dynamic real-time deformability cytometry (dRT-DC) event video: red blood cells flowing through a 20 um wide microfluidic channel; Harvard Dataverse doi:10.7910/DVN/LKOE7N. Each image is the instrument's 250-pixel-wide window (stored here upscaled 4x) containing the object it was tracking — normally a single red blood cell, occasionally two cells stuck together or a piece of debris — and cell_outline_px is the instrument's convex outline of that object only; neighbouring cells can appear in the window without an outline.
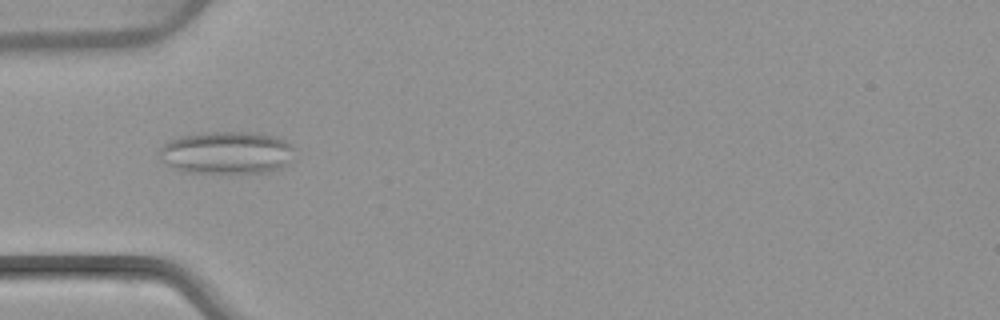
{"species": "common noctule bat (a hibernating species)", "species_latin": "Nyctalus noctula", "temperature_condition": "warm", "stored_images_in_passage": 3, "camera_frame_rate_fps": 3000, "um_per_image_px": 0.085, "animal": {"sex": "female", "body_mass_g": 22.7, "forearm_length_mm": 54.2}, "frame": {"image": 1, "passage_image": 1, "time_ms": 0.0, "image_size_px": [1000, 320], "cell_outline_px": [[292, 160], [280, 168], [268, 172], [184, 172], [172, 168], [160, 160], [160, 148], [164, 144], [180, 136], [212, 132], [256, 132], [276, 136], [284, 140], [292, 148]], "centroid_in_image_um": [19.26, 12.97], "position_along_channel_um": 65.7, "area_um2": 33.29}}